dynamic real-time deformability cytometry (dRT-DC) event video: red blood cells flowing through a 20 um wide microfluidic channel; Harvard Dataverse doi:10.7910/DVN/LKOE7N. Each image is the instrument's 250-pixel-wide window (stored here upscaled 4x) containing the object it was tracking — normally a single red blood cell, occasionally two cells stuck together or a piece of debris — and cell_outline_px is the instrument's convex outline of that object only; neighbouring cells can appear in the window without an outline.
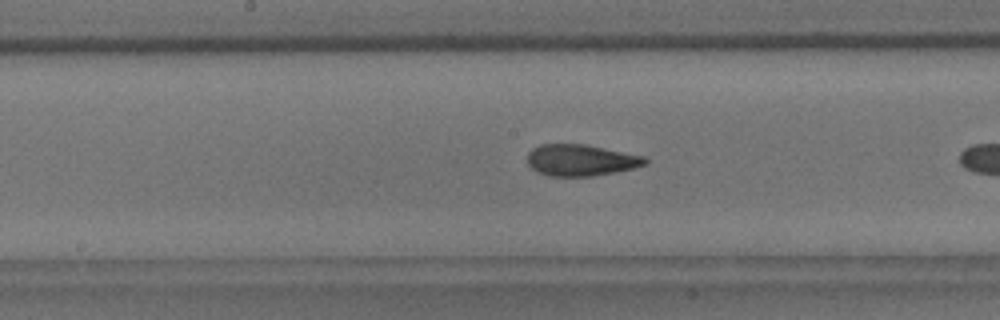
{"species": "common noctule bat (a hibernating species)", "species_latin": "Nyctalus noctula", "temperature_condition": "room temperature", "stored_images_in_passage": 28, "camera_frame_rate_fps": 3000, "um_per_image_px": 0.085, "animal": {"sex": "male", "body_mass_g": 18.8}, "frame": {"image": 1, "passage_image": 13, "time_ms": 4.0, "image_size_px": [1000, 320], "cell_outline_px": [[648, 164], [632, 168], [592, 176], [548, 176], [536, 172], [528, 164], [528, 152], [532, 148], [540, 144], [584, 144], [644, 156], [648, 160]], "centroid_in_image_um": [49.34, 13.61], "position_along_channel_um": 198.9, "area_um2": 21.5}}